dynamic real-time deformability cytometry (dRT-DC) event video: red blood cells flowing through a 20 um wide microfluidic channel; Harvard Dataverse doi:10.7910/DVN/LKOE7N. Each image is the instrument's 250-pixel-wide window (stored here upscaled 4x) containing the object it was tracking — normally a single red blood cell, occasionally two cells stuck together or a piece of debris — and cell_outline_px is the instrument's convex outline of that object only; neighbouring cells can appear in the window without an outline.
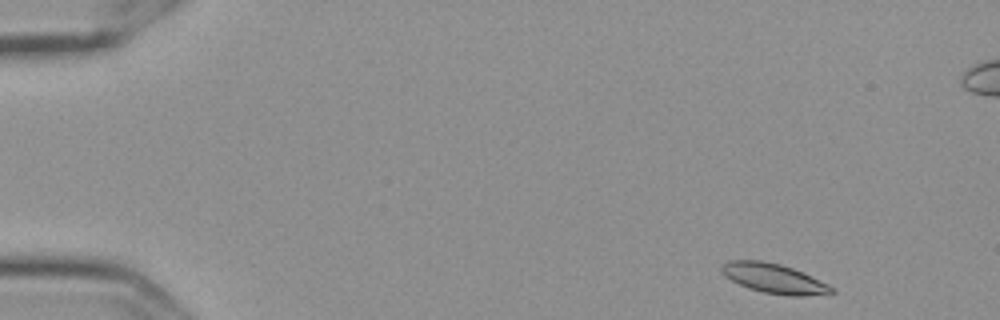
{"species": "Egyptian fruit bat (a non-hibernating species)", "species_latin": "Rousettus aegyptiacus", "temperature_condition": "cold", "stored_images_in_passage": 54, "camera_frame_rate_fps": 3000, "um_per_image_px": 0.085, "frame": {"image": 1, "passage_image": 2, "time_ms": 0.333, "image_size_px": [1000, 320], "cell_outline_px": [[836, 292], [804, 296], [788, 296], [764, 292], [748, 288], [724, 276], [720, 272], [720, 268], [728, 260], [760, 260], [780, 264], [792, 268], [828, 284], [836, 288]], "centroid_in_image_um": [65.77, 23.67], "position_along_channel_um": 19.2, "area_um2": 18.9}}
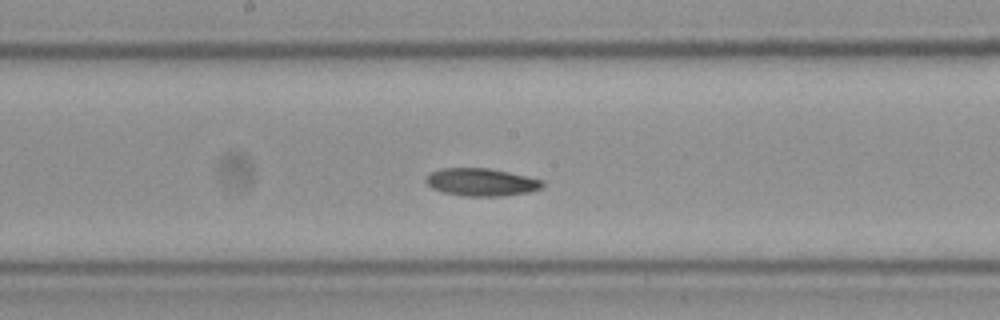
{"frame": {"image": 2, "passage_image": 27, "time_ms": 8.667, "image_size_px": [1000, 320], "cell_outline_px": [[544, 184], [540, 188], [528, 192], [500, 196], [464, 196], [444, 192], [432, 188], [424, 180], [432, 172], [440, 168], [488, 168], [508, 172], [544, 180]], "centroid_in_image_um": [40.91, 15.48], "position_along_channel_um": 207.3, "area_um2": 18.61}}
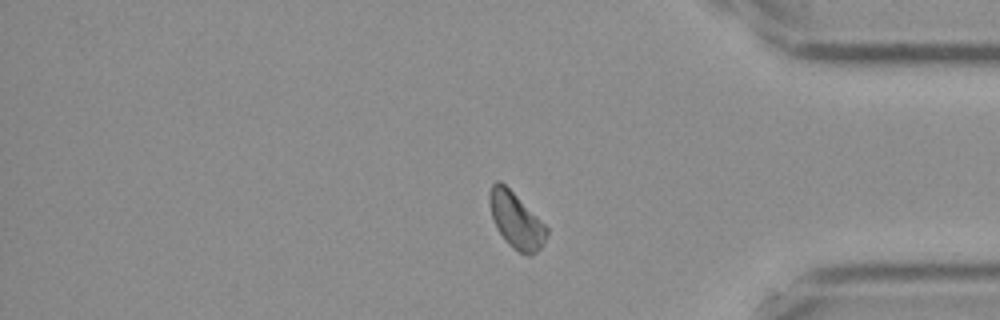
{"frame": {"image": 3, "passage_image": 44, "time_ms": 14.333, "image_size_px": [1000, 320], "cell_outline_px": [[548, 232], [544, 244], [532, 256], [524, 256], [512, 248], [508, 244], [496, 228], [492, 216], [488, 200], [488, 192], [492, 184], [496, 180], [500, 180], [548, 228]], "centroid_in_image_um": [43.85, 18.77], "position_along_channel_um": 391.4, "area_um2": 18.55}, "authors_computed_cell_mechanics": {"area_um2": 18.7272, "velocity_mm_per_s": 3.564, "shape_relaxation_time_tau1_ms": 7.4003, "shape_relaxation_time_tau2_ms": null, "deformation_change_tau1": 0.1335, "deformation_change_tau2": null}}